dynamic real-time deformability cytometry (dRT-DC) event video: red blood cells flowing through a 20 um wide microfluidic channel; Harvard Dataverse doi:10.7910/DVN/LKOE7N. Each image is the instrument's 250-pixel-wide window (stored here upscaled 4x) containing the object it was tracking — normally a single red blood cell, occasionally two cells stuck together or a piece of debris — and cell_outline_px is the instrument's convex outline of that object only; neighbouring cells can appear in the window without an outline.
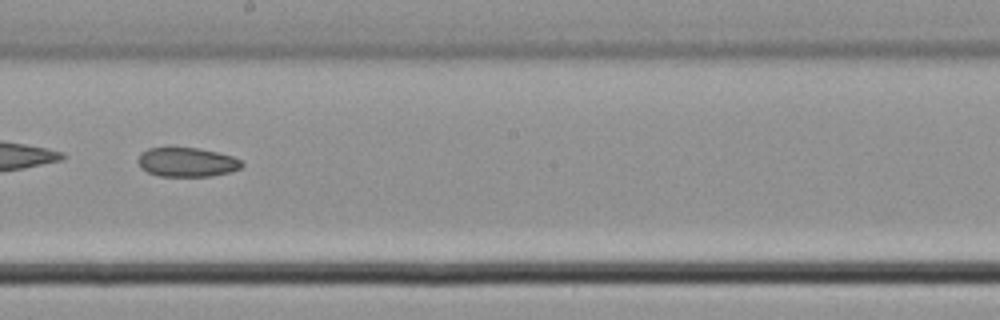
{"species": "common noctule bat (a hibernating species)", "species_latin": "Nyctalus noctula", "temperature_condition": "cold", "stored_images_in_passage": 36, "camera_frame_rate_fps": 3000, "um_per_image_px": 0.085, "animal": {"sex": "male", "body_mass_g": 21.5, "forearm_length_mm": 52.0}, "frame": {"image": 1, "passage_image": 21, "time_ms": 6.667, "image_size_px": [1000, 320], "cell_outline_px": [[244, 164], [240, 168], [228, 172], [212, 176], [160, 176], [148, 172], [140, 168], [136, 160], [140, 152], [148, 148], [200, 148], [232, 156], [240, 160]], "centroid_in_image_um": [15.84, 13.78], "position_along_channel_um": 232.4, "area_um2": 17.69}}